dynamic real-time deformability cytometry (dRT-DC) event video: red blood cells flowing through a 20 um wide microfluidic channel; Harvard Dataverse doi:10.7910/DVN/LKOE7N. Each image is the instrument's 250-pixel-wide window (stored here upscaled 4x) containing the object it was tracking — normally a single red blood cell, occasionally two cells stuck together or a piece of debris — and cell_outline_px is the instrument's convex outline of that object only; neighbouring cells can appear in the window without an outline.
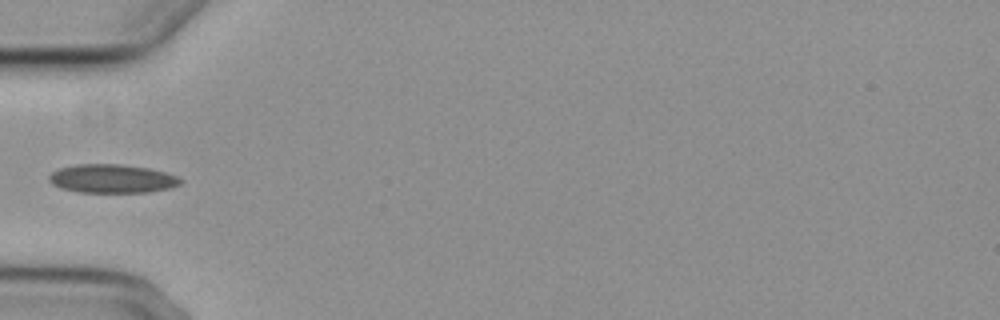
{"species": "common noctule bat (a hibernating species)", "species_latin": "Nyctalus noctula", "temperature_condition": "cold", "stored_images_in_passage": 4, "camera_frame_rate_fps": 3000, "um_per_image_px": 0.085, "animal": {"sex": "female", "body_mass_g": 29.2, "forearm_length_mm": 56.3}, "frame": {"image": 1, "passage_image": 3, "time_ms": 3.667, "image_size_px": [1000, 320], "cell_outline_px": [[184, 180], [180, 184], [168, 188], [148, 192], [80, 192], [60, 188], [52, 184], [48, 180], [48, 176], [52, 172], [60, 168], [76, 164], [120, 164], [148, 168], [164, 172], [176, 176]], "centroid_in_image_um": [9.5, 15.18], "position_along_channel_um": 75.5, "area_um2": 21.85}}
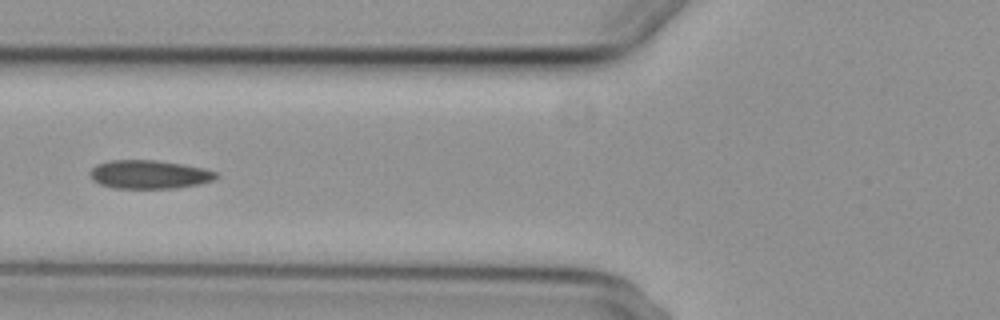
{"frame": {"image": 2, "passage_image": 4, "time_ms": 4.667, "image_size_px": [1000, 320], "cell_outline_px": [[220, 176], [212, 180], [200, 184], [176, 188], [112, 188], [100, 184], [92, 180], [88, 176], [88, 172], [96, 164], [108, 160], [156, 160], [184, 164], [204, 168], [216, 172]], "centroid_in_image_um": [12.65, 14.82], "position_along_channel_um": 113.1, "area_um2": 21.27}}